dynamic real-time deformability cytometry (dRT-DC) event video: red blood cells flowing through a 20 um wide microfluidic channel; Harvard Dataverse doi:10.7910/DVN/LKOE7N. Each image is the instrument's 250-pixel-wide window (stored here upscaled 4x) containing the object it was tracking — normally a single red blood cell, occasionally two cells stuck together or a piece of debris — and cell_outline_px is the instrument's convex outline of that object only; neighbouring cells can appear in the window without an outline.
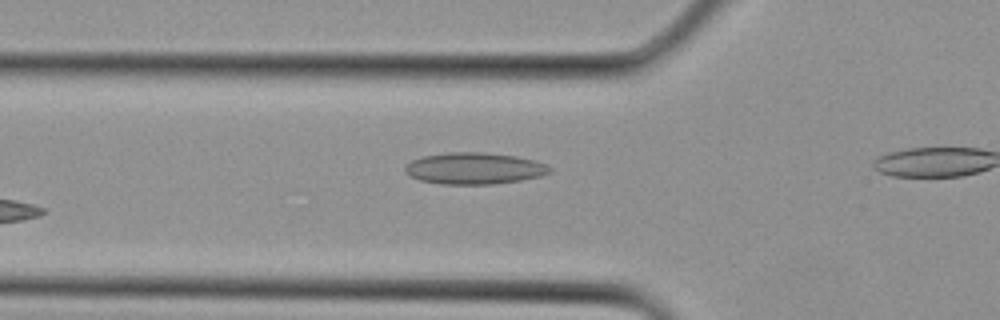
{"species": "Egyptian fruit bat (a non-hibernating species)", "species_latin": "Rousettus aegyptiacus", "temperature_condition": "cold", "stored_images_in_passage": 3, "camera_frame_rate_fps": 3000, "um_per_image_px": 0.085, "animal": {"sex": "female"}, "frame": {"image": 1, "passage_image": 2, "time_ms": 0.333, "image_size_px": [1000, 320], "cell_outline_px": [[552, 172], [540, 176], [520, 180], [492, 184], [440, 184], [420, 180], [404, 172], [404, 168], [412, 160], [424, 156], [448, 152], [484, 152], [516, 156], [548, 164], [552, 168]], "centroid_in_image_um": [40.34, 14.31], "position_along_channel_um": 85.5, "area_um2": 26.59}}